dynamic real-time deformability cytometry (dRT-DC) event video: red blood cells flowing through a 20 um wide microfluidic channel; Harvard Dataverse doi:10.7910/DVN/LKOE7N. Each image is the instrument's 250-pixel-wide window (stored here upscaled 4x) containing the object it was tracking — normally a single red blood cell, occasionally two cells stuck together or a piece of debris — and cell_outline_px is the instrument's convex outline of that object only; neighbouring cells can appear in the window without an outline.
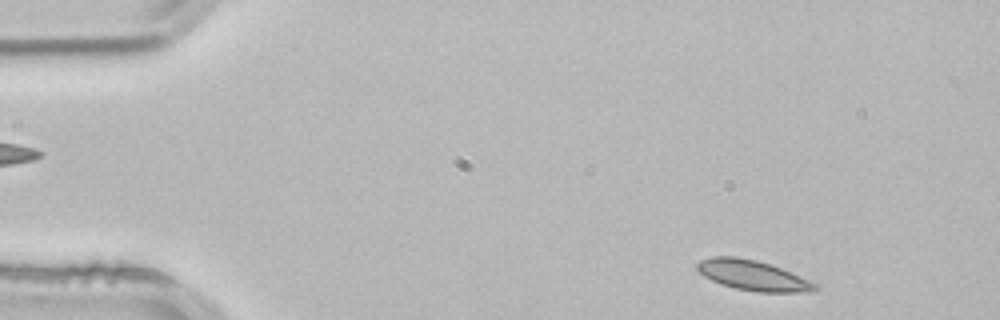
{"species": "common noctule bat (a hibernating species)", "species_latin": "Nyctalus noctula", "temperature_condition": "room temperature", "stored_images_in_passage": 50, "camera_frame_rate_fps": 3000, "um_per_image_px": 0.085, "animal": {"sex": "male", "body_mass_g": 21.5, "forearm_length_mm": 52.0}, "frame": {"image": 1, "passage_image": 3, "time_ms": 0.667, "image_size_px": [1000, 320], "cell_outline_px": [[820, 288], [808, 292], [756, 292], [736, 288], [720, 284], [704, 276], [696, 268], [696, 264], [700, 260], [712, 256], [736, 256], [756, 260], [772, 264], [820, 284]], "centroid_in_image_um": [64.03, 23.4], "position_along_channel_um": 21.0, "area_um2": 20.98}}
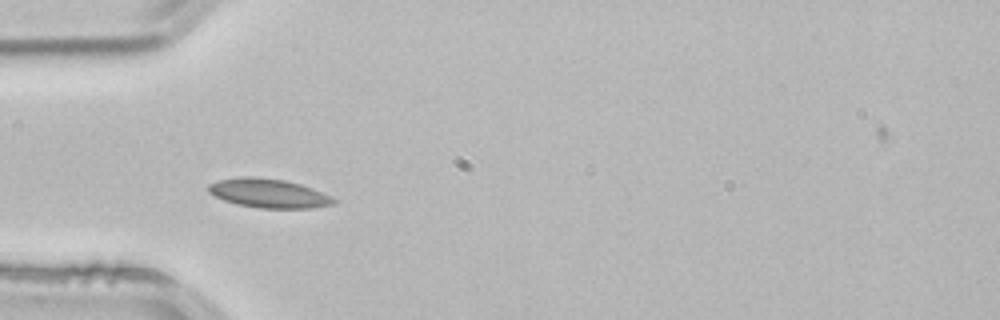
{"frame": {"image": 2, "passage_image": 13, "time_ms": 4.0, "image_size_px": [1000, 320], "cell_outline_px": [[336, 204], [312, 208], [260, 208], [236, 204], [224, 200], [208, 192], [208, 184], [216, 180], [244, 176], [252, 176], [284, 180], [300, 184], [312, 188], [336, 200]], "centroid_in_image_um": [22.8, 16.42], "position_along_channel_um": 62.2, "area_um2": 21.1}}
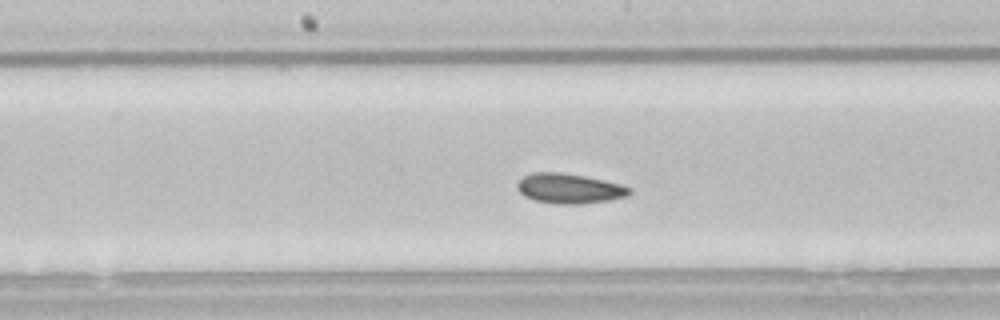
{"frame": {"image": 3, "passage_image": 24, "time_ms": 7.667, "image_size_px": [1000, 320], "cell_outline_px": [[632, 192], [628, 196], [612, 200], [580, 204], [556, 204], [536, 200], [524, 196], [516, 188], [516, 184], [524, 176], [532, 172], [560, 172], [584, 176], [604, 180], [620, 184], [632, 188]], "centroid_in_image_um": [48.41, 16.02], "position_along_channel_um": 199.8, "area_um2": 19.71}, "authors_computed_cell_mechanics": {"area_um2": 19.5364, "velocity_mm_per_s": 3.8037, "shape_relaxation_time_tau1_ms": 3.9005, "shape_relaxation_time_tau2_ms": null, "deformation_change_tau1": 0.0702, "deformation_change_tau2": null}}